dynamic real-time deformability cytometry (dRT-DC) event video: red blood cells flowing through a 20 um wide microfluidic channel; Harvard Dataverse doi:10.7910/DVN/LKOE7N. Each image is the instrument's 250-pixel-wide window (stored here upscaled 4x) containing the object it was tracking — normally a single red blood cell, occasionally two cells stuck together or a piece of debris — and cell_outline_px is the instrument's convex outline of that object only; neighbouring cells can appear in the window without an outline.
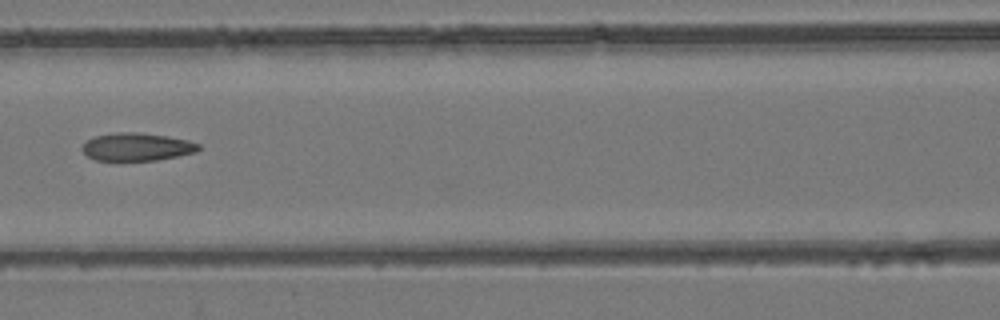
{"species": "common noctule bat (a hibernating species)", "species_latin": "Nyctalus noctula", "temperature_condition": "room temperature", "stored_images_in_passage": 9, "camera_frame_rate_fps": 3000, "um_per_image_px": 0.085, "animal": {"sex": "female", "body_mass_g": 24.6, "forearm_length_mm": 56.2}, "frame": {"image": 1, "passage_image": 8, "time_ms": 2.333, "image_size_px": [1000, 320], "cell_outline_px": [[200, 148], [196, 152], [156, 160], [96, 160], [88, 156], [80, 148], [88, 140], [96, 136], [116, 132], [136, 132], [164, 136], [188, 140], [200, 144]], "centroid_in_image_um": [11.63, 12.48], "position_along_channel_um": 155.0, "area_um2": 18.61}}
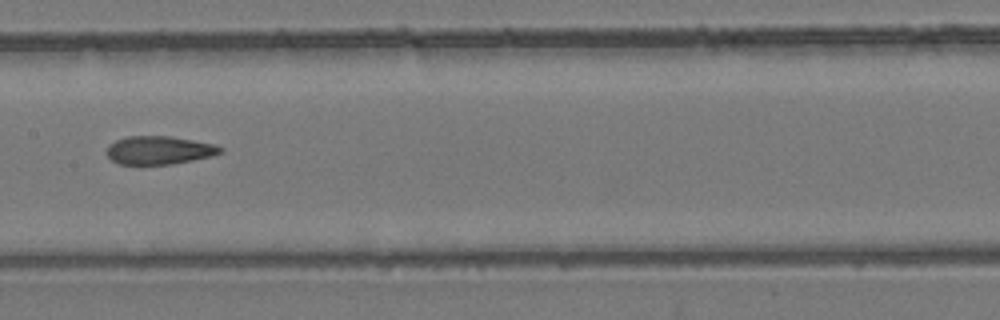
{"frame": {"image": 2, "passage_image": 9, "time_ms": 2.667, "image_size_px": [1000, 320], "cell_outline_px": [[224, 152], [212, 156], [172, 164], [116, 164], [108, 156], [108, 144], [116, 140], [128, 136], [168, 136], [212, 144], [224, 148]], "centroid_in_image_um": [13.52, 12.77], "position_along_channel_um": 193.9, "area_um2": 18.55}}